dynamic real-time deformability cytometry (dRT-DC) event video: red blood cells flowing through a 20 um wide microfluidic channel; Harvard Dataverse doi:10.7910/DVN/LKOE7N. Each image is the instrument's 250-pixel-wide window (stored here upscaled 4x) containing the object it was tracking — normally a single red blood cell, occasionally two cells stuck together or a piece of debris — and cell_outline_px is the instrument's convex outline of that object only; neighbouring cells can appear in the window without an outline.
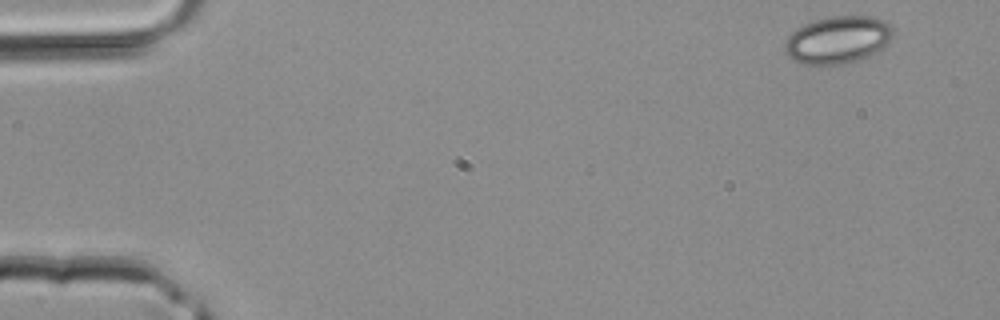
{"species": "common noctule bat (a hibernating species)", "species_latin": "Nyctalus noctula", "temperature_condition": "room temperature", "stored_images_in_passage": 41, "camera_frame_rate_fps": 3000, "um_per_image_px": 0.085, "animal": {"sex": "male", "body_mass_g": 20.4}, "frame": {"image": 1, "passage_image": 1, "time_ms": 0.0, "image_size_px": [1000, 320], "cell_outline_px": [[892, 36], [884, 48], [868, 56], [856, 60], [840, 64], [800, 64], [792, 60], [784, 52], [784, 44], [788, 36], [796, 28], [804, 24], [816, 20], [832, 16], [872, 16], [884, 20], [892, 28]], "centroid_in_image_um": [71.18, 3.38], "position_along_channel_um": 13.8, "area_um2": 29.88}}
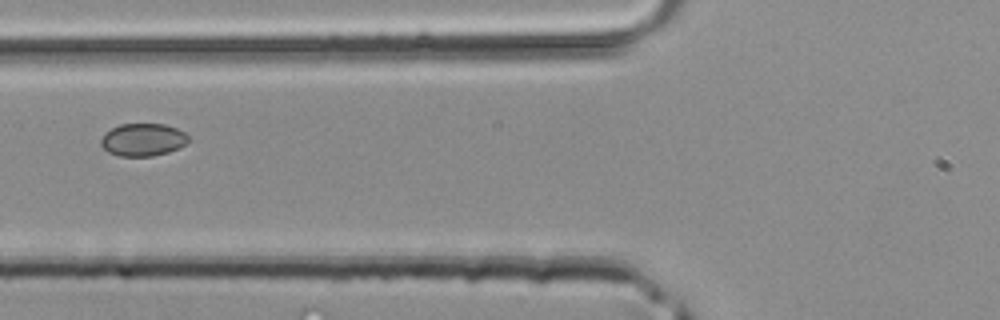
{"frame": {"image": 2, "passage_image": 15, "time_ms": 4.667, "image_size_px": [1000, 320], "cell_outline_px": [[188, 140], [184, 144], [168, 152], [152, 156], [120, 156], [108, 152], [100, 144], [100, 140], [104, 132], [120, 124], [164, 124], [176, 128], [184, 132], [188, 136]], "centroid_in_image_um": [12.1, 11.87], "position_along_channel_um": 113.7, "area_um2": 16.53}}
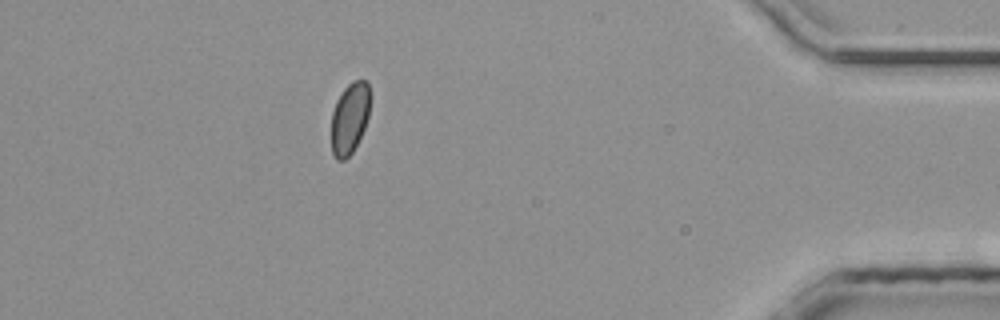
{"frame": {"image": 3, "passage_image": 36, "time_ms": 11.667, "image_size_px": [1000, 320], "cell_outline_px": [[372, 96], [368, 116], [364, 128], [352, 152], [344, 160], [336, 160], [332, 152], [332, 112], [336, 100], [344, 88], [352, 80], [364, 80], [368, 84]], "centroid_in_image_um": [29.74, 10.0], "position_along_channel_um": 405.5, "area_um2": 16.24}}